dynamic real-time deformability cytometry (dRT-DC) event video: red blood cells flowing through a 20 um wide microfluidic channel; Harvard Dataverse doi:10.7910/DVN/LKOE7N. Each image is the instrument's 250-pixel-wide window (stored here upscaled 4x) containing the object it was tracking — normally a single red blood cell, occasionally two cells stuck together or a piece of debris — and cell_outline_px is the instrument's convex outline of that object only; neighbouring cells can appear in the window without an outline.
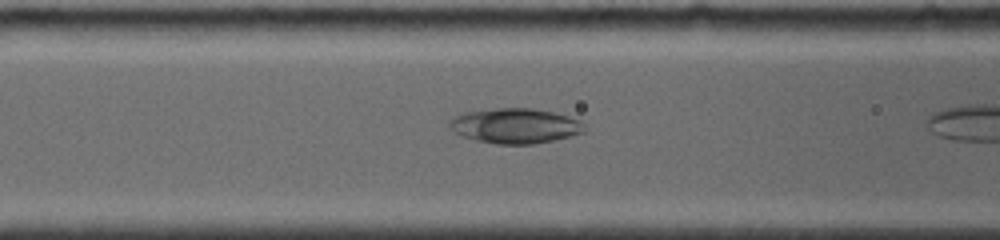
{"species": "common noctule bat (a hibernating species)", "species_latin": "Nyctalus noctula", "temperature_condition": "room temperature", "stored_images_in_passage": 8, "camera_frame_rate_fps": 4000, "um_per_image_px": 0.085, "animal": {"sex": "female", "body_mass_g": 19.0, "forearm_length_mm": 56.7}, "frame": {"image": 1, "passage_image": 7, "time_ms": 1.5, "image_size_px": [1000, 240], "cell_outline_px": [[584, 132], [552, 140], [532, 144], [496, 144], [476, 140], [464, 136], [456, 132], [448, 124], [456, 116], [464, 112], [496, 108], [532, 108], [552, 112], [568, 116], [580, 120], [584, 124]], "centroid_in_image_um": [43.81, 10.69], "position_along_channel_um": 122.8, "area_um2": 27.17}}